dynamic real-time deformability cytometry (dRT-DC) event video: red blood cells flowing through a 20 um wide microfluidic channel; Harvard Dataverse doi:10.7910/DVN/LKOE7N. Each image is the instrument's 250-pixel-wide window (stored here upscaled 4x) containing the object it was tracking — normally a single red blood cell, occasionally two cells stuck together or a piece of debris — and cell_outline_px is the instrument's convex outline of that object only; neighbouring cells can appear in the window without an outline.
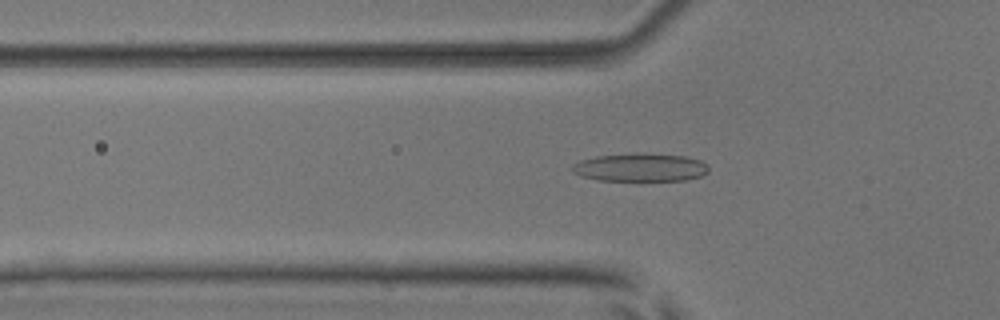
{"species": "common noctule bat (a hibernating species)", "species_latin": "Nyctalus noctula", "temperature_condition": "room temperature", "stored_images_in_passage": 38, "camera_frame_rate_fps": 3000, "um_per_image_px": 0.085, "animal": {"sex": "male", "body_mass_g": 17.9, "forearm_length_mm": 54.2}, "frame": {"image": 1, "passage_image": 3, "time_ms": 0.667, "image_size_px": [1000, 320], "cell_outline_px": [[708, 172], [704, 176], [684, 180], [600, 180], [580, 176], [572, 172], [572, 164], [580, 160], [596, 156], [636, 152], [644, 152], [684, 156], [700, 160], [708, 164]], "centroid_in_image_um": [54.44, 14.21], "position_along_channel_um": 71.4, "area_um2": 22.72}}
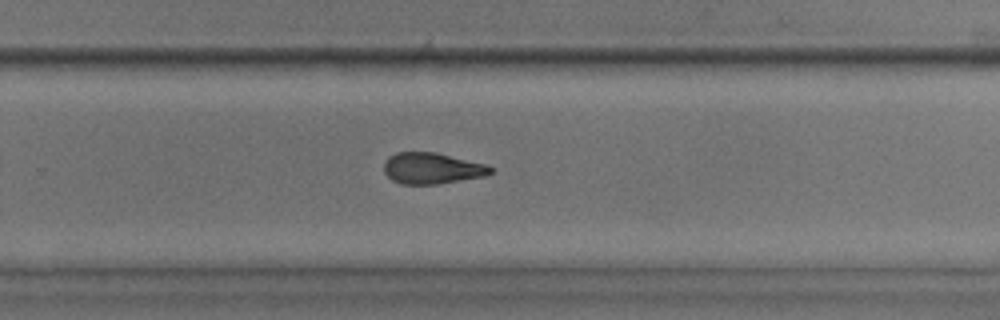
{"frame": {"image": 2, "passage_image": 20, "time_ms": 6.333, "image_size_px": [1000, 320], "cell_outline_px": [[492, 172], [484, 176], [436, 184], [400, 184], [392, 180], [384, 172], [384, 160], [388, 156], [396, 152], [436, 152], [488, 164], [492, 168]], "centroid_in_image_um": [36.7, 14.29], "position_along_channel_um": 293.1, "area_um2": 19.48}}
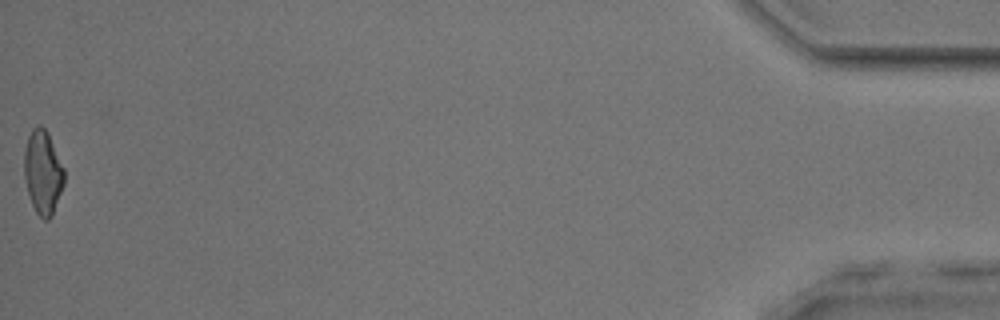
{"frame": {"image": 3, "passage_image": 38, "time_ms": 12.333, "image_size_px": [1000, 320], "cell_outline_px": [[64, 184], [52, 216], [48, 220], [44, 220], [36, 212], [32, 204], [28, 192], [24, 176], [24, 148], [28, 136], [32, 128], [40, 124], [48, 132], [64, 168]], "centroid_in_image_um": [3.64, 14.62], "position_along_channel_um": 431.6, "area_um2": 19.59}, "authors_computed_cell_mechanics": {"area_um2": 19.9121, "velocity_mm_per_s": 3.92, "shape_relaxation_time_tau1_ms": 4.836, "shape_relaxation_time_tau2_ms": 2.6936, "deformation_change_tau1": 0.1384, "deformation_change_tau2": 0.1101}}